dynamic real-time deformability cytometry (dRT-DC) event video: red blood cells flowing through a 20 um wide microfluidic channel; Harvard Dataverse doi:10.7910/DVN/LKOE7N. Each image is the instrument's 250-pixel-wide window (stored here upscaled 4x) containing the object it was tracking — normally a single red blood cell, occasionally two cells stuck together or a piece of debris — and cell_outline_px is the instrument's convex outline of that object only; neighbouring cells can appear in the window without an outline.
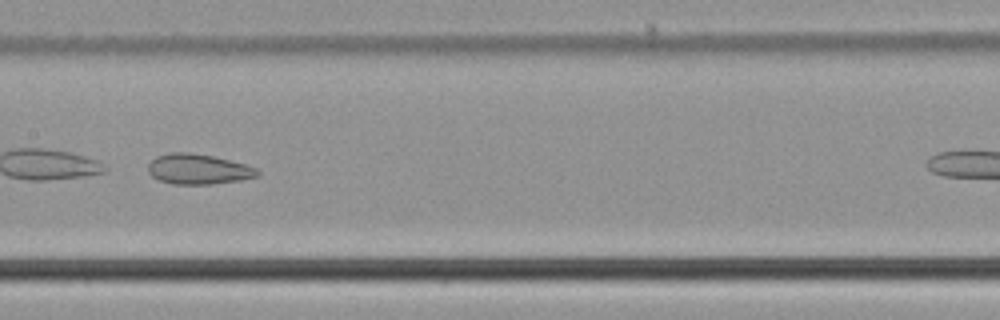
{"species": "common noctule bat (a hibernating species)", "species_latin": "Nyctalus noctula", "temperature_condition": "cold", "stored_images_in_passage": 36, "camera_frame_rate_fps": 3000, "um_per_image_px": 0.085, "animal": {"sex": "male", "body_mass_g": 21.5, "forearm_length_mm": 52.0}, "frame": {"image": 1, "passage_image": 16, "time_ms": 5.0, "image_size_px": [1000, 320], "cell_outline_px": [[260, 176], [240, 180], [212, 184], [172, 184], [160, 180], [152, 176], [148, 172], [148, 164], [156, 156], [172, 152], [188, 152], [212, 156], [244, 164], [256, 168], [260, 172]], "centroid_in_image_um": [16.85, 14.38], "position_along_channel_um": 190.6, "area_um2": 19.19}, "authors_computed_cell_mechanics": {"area_um2": 19.8254, "velocity_mm_per_s": 3.7447, "shape_relaxation_time_tau1_ms": 0.0322, "shape_relaxation_time_tau2_ms": 2.0867, "deformation_change_tau1": 0.1764, "deformation_change_tau2": 0.0887}}